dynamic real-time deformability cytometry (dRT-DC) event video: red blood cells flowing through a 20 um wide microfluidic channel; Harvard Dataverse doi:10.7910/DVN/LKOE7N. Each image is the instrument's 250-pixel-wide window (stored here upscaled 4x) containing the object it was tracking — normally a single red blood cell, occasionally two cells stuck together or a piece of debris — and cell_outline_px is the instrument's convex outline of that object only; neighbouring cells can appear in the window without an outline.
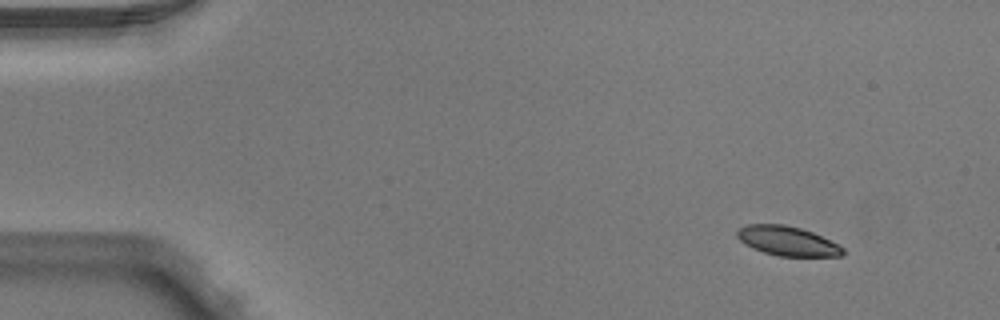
{"species": "Egyptian fruit bat (a non-hibernating species)", "species_latin": "Rousettus aegyptiacus", "temperature_condition": "warm", "stored_images_in_passage": 6, "camera_frame_rate_fps": 3000, "um_per_image_px": 0.085, "animal": {"sex": "male"}, "frame": {"image": 1, "passage_image": 1, "time_ms": 0.0, "image_size_px": [1000, 320], "cell_outline_px": [[844, 252], [840, 256], [780, 256], [764, 252], [752, 248], [744, 244], [736, 236], [736, 232], [740, 228], [748, 224], [784, 224], [800, 228], [812, 232], [844, 248]], "centroid_in_image_um": [66.88, 20.48], "position_along_channel_um": 18.1, "area_um2": 17.92}}
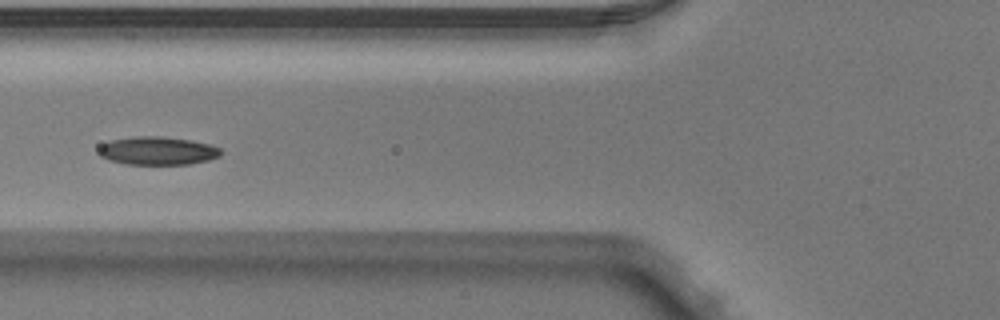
{"frame": {"image": 2, "passage_image": 5, "time_ms": 1.333, "image_size_px": [1000, 320], "cell_outline_px": [[224, 152], [220, 156], [208, 160], [188, 164], [124, 164], [108, 160], [100, 156], [100, 144], [108, 140], [136, 136], [160, 136], [192, 140], [208, 144], [220, 148]], "centroid_in_image_um": [13.38, 12.81], "position_along_channel_um": 112.4, "area_um2": 20.23}}
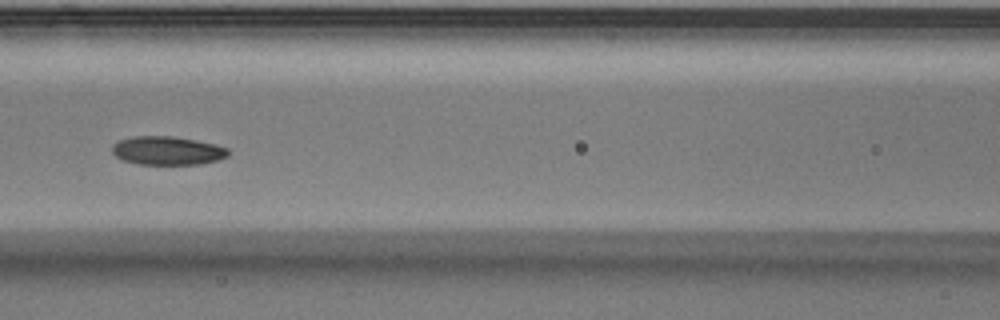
{"frame": {"image": 3, "passage_image": 6, "time_ms": 1.667, "image_size_px": [1000, 320], "cell_outline_px": [[228, 156], [216, 160], [200, 164], [140, 164], [124, 160], [116, 156], [112, 152], [112, 144], [116, 140], [132, 136], [172, 136], [196, 140], [216, 144], [228, 148]], "centroid_in_image_um": [14.2, 12.79], "position_along_channel_um": 152.4, "area_um2": 19.36}}